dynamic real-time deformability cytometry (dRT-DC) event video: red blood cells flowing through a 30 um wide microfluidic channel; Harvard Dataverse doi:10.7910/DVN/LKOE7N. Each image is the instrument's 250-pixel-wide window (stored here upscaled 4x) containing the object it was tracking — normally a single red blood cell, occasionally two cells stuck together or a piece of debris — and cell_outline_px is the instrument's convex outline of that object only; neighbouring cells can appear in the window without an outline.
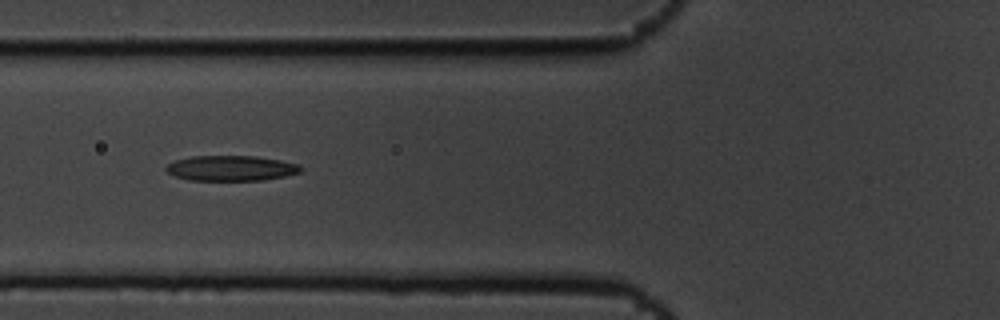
{"species": "common noctule bat (a hibernating species)", "species_latin": "Nyctalus noctula", "temperature_condition": "cold", "stored_images_in_passage": 7, "camera_frame_rate_fps": 3000, "um_per_image_px": 0.085, "animal": {"sex": "male", "body_mass_g": 19.5, "forearm_length_mm": 54.6}, "frame": {"image": 1, "passage_image": 6, "time_ms": 1.667, "image_size_px": [1000, 320], "cell_outline_px": [[304, 168], [300, 172], [284, 176], [264, 180], [188, 180], [176, 176], [168, 172], [164, 168], [168, 164], [176, 160], [192, 156], [256, 156], [280, 160], [300, 164]], "centroid_in_image_um": [19.67, 14.29], "position_along_channel_um": 106.1, "area_um2": 19.83}}
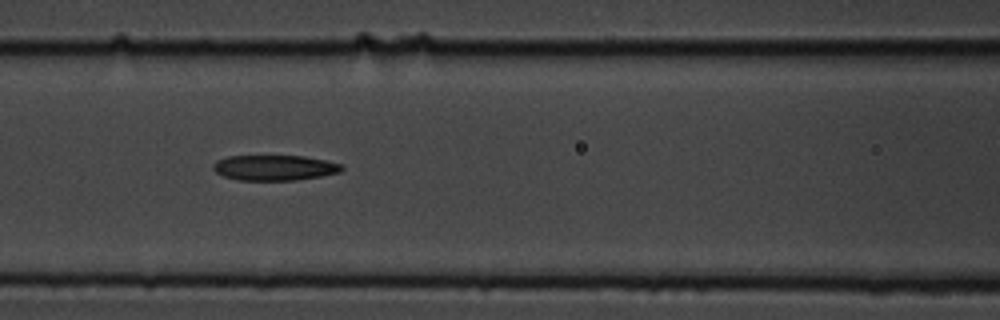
{"frame": {"image": 2, "passage_image": 7, "time_ms": 2.0, "image_size_px": [1000, 320], "cell_outline_px": [[344, 168], [340, 172], [320, 176], [296, 180], [236, 180], [224, 176], [216, 172], [212, 168], [212, 164], [216, 160], [228, 156], [304, 156], [344, 164]], "centroid_in_image_um": [23.32, 14.25], "position_along_channel_um": 143.3, "area_um2": 19.07}}